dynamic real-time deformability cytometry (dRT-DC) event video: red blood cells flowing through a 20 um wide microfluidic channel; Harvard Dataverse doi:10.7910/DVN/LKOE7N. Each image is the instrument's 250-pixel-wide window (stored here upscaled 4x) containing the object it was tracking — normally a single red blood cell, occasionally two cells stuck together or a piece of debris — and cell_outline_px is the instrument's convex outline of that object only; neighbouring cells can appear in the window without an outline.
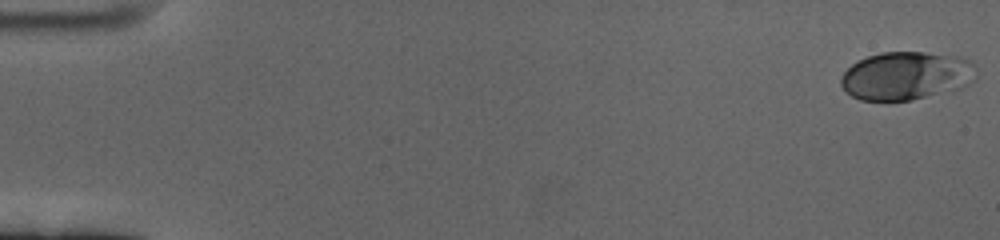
{"species": "human", "species_latin": "Homo sapiens", "temperature_condition": "cold", "stored_images_in_passage": 59, "camera_frame_rate_fps": 3000, "um_per_image_px": 0.085, "donor": {"sex": "female"}, "frame": {"image": 1, "passage_image": 1, "time_ms": 0.0, "image_size_px": [1000, 240], "cell_outline_px": [[976, 80], [960, 88], [912, 100], [860, 100], [852, 96], [840, 84], [840, 80], [844, 72], [856, 60], [868, 56], [884, 52], [924, 52], [964, 56], [972, 60], [976, 68]], "centroid_in_image_um": [77.08, 6.42], "position_along_channel_um": 7.9, "area_um2": 38.32}}
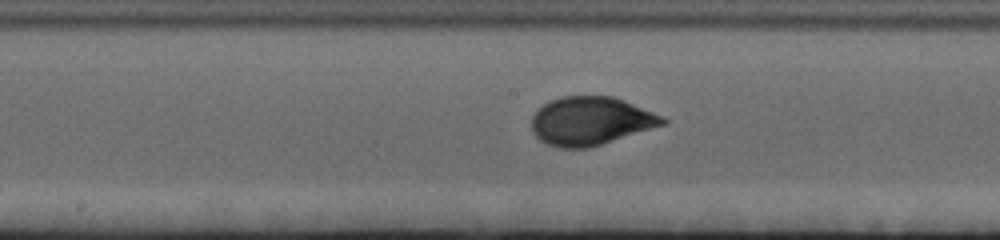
{"frame": {"image": 2, "passage_image": 32, "time_ms": 10.333, "image_size_px": [1000, 240], "cell_outline_px": [[668, 124], [588, 148], [556, 148], [540, 140], [532, 132], [532, 116], [548, 100], [560, 96], [612, 96], [664, 116], [668, 120]], "centroid_in_image_um": [50.22, 10.29], "position_along_channel_um": 198.0, "area_um2": 37.05}}
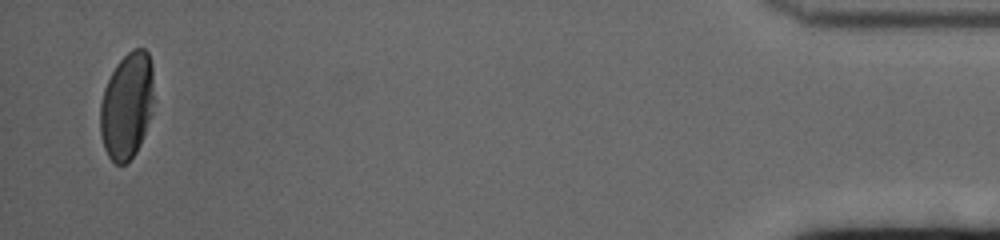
{"frame": {"image": 3, "passage_image": 59, "time_ms": 19.333, "image_size_px": [1000, 240], "cell_outline_px": [[152, 112], [140, 144], [136, 152], [124, 164], [116, 164], [108, 156], [104, 148], [100, 136], [100, 104], [104, 88], [116, 64], [132, 48], [144, 48], [148, 52], [152, 64]], "centroid_in_image_um": [10.77, 8.97], "position_along_channel_um": 424.4, "area_um2": 33.18}, "authors_computed_cell_mechanics": {"area_um2": 36.6452, "velocity_mm_per_s": 3.3649, "shape_relaxation_time_tau1_ms": 4.2412, "shape_relaxation_time_tau2_ms": null, "deformation_change_tau1": 0.1601, "deformation_change_tau2": null}}